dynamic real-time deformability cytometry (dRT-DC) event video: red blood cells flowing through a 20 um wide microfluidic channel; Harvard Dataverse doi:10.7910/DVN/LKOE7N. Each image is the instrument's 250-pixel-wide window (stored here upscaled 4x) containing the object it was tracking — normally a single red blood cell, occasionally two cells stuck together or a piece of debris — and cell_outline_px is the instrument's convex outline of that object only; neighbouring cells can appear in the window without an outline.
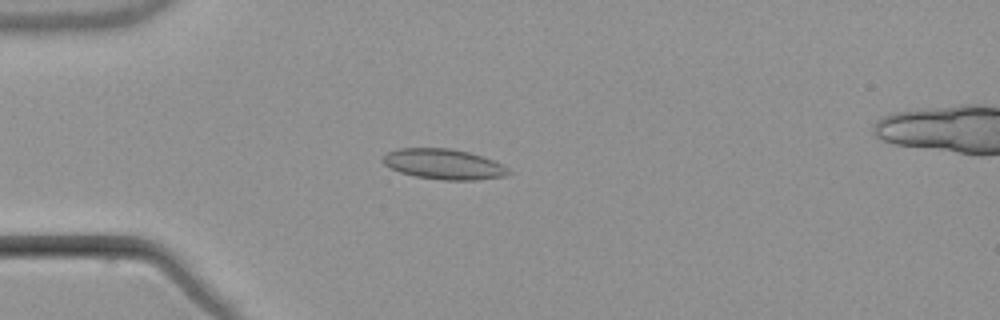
{"species": "common noctule bat (a hibernating species)", "species_latin": "Nyctalus noctula", "temperature_condition": "warm", "stored_images_in_passage": 5, "camera_frame_rate_fps": 3000, "um_per_image_px": 0.085, "animal": {"sex": "male", "body_mass_g": 21.5, "forearm_length_mm": 52.0}, "frame": {"image": 1, "passage_image": 4, "time_ms": 4.333, "image_size_px": [1000, 320], "cell_outline_px": [[512, 172], [504, 176], [476, 180], [444, 180], [416, 176], [400, 172], [384, 164], [380, 160], [388, 152], [400, 148], [452, 148], [468, 152], [492, 160], [508, 168]], "centroid_in_image_um": [37.7, 13.95], "position_along_channel_um": 47.3, "area_um2": 22.02}}